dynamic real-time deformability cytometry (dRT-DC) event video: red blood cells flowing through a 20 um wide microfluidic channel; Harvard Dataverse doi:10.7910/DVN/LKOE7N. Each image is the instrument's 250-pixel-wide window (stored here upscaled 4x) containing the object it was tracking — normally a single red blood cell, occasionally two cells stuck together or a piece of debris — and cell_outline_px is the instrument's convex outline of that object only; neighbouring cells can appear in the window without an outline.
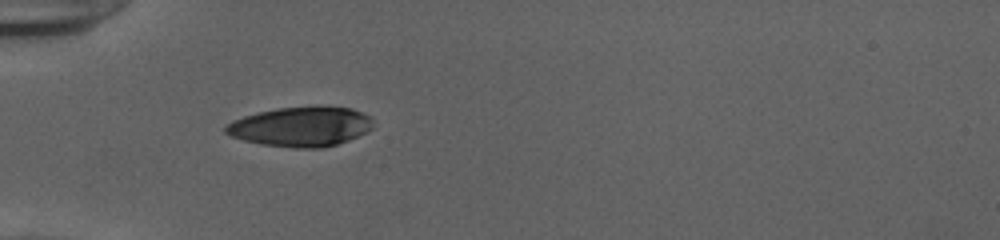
{"species": "human", "species_latin": "Homo sapiens", "temperature_condition": "cold", "stored_images_in_passage": 36, "camera_frame_rate_fps": 3000, "um_per_image_px": 0.085, "donor": {"sex": "female"}, "frame": {"image": 1, "passage_image": 1, "time_ms": 0.0, "image_size_px": [1000, 240], "cell_outline_px": [[372, 128], [348, 140], [336, 144], [320, 148], [292, 148], [260, 144], [244, 140], [232, 136], [224, 132], [224, 128], [232, 120], [244, 116], [276, 108], [316, 104], [352, 108], [368, 116], [372, 120]], "centroid_in_image_um": [25.56, 10.74], "position_along_channel_um": 59.4, "area_um2": 34.39}}
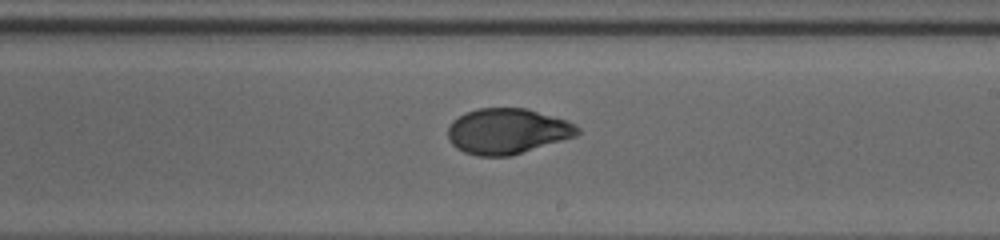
{"frame": {"image": 2, "passage_image": 16, "time_ms": 5.0, "image_size_px": [1000, 240], "cell_outline_px": [[580, 132], [576, 136], [512, 156], [476, 156], [464, 152], [456, 148], [448, 140], [448, 128], [452, 120], [464, 112], [476, 108], [528, 108], [576, 124], [580, 128]], "centroid_in_image_um": [43.1, 11.15], "position_along_channel_um": 245.9, "area_um2": 34.68}}
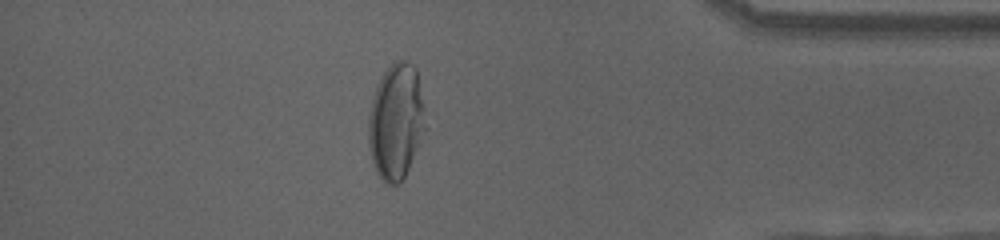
{"frame": {"image": 3, "passage_image": 30, "time_ms": 9.667, "image_size_px": [1000, 240], "cell_outline_px": [[428, 128], [400, 184], [384, 184], [376, 172], [372, 164], [368, 144], [368, 116], [372, 96], [384, 72], [396, 60], [404, 60], [412, 64], [416, 68]], "centroid_in_image_um": [33.66, 10.37], "position_along_channel_um": 401.5, "area_um2": 38.9}, "authors_computed_cell_mechanics": {"area_um2": 35.2002, "velocity_mm_per_s": 3.9152, "shape_relaxation_time_tau1_ms": 5.9814, "shape_relaxation_time_tau2_ms": 0.883, "deformation_change_tau1": 0.2401, "deformation_change_tau2": 0.0409}}